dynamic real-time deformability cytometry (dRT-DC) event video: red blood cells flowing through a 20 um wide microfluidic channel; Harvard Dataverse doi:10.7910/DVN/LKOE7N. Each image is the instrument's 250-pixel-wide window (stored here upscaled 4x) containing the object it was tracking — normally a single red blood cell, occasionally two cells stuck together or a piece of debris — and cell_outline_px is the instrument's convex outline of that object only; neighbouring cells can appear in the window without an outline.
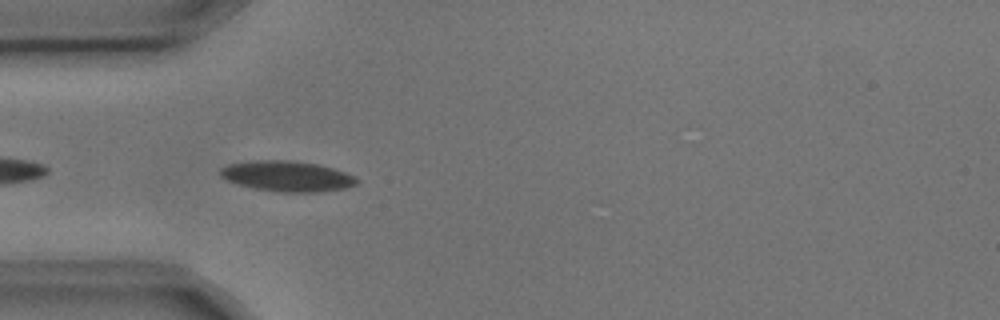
{"species": "common noctule bat (a hibernating species)", "species_latin": "Nyctalus noctula", "temperature_condition": "cold", "stored_images_in_passage": 4, "camera_frame_rate_fps": 3000, "um_per_image_px": 0.085, "animal": {"sex": "male", "body_mass_g": 17.9, "forearm_length_mm": 54.2}, "frame": {"image": 1, "passage_image": 3, "time_ms": 0.667, "image_size_px": [1000, 320], "cell_outline_px": [[360, 184], [344, 188], [320, 192], [276, 192], [256, 188], [240, 184], [228, 180], [220, 176], [220, 168], [228, 164], [248, 160], [292, 160], [316, 164], [332, 168], [356, 176], [360, 180]], "centroid_in_image_um": [24.44, 14.97], "position_along_channel_um": 60.6, "area_um2": 24.39}}